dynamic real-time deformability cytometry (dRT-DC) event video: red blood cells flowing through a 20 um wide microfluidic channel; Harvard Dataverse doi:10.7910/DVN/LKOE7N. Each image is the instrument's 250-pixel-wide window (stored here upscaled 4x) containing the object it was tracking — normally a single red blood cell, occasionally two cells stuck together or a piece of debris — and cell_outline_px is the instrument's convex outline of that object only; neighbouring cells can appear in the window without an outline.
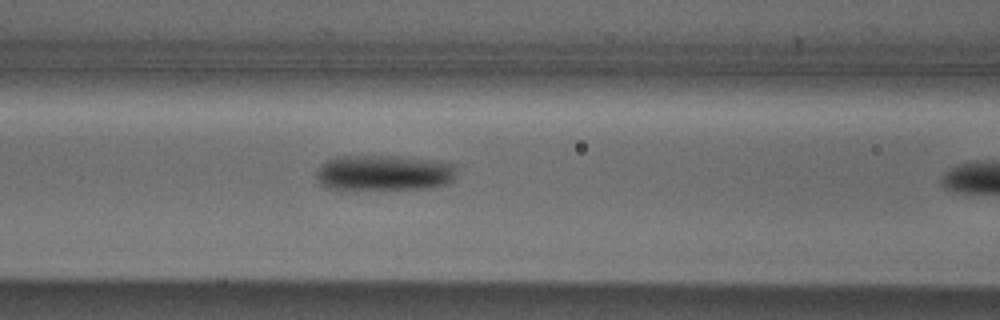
{"species": "Egyptian fruit bat (a non-hibernating species)", "species_latin": "Rousettus aegyptiacus", "temperature_condition": "cold", "stored_images_in_passage": 11, "camera_frame_rate_fps": 3000, "um_per_image_px": 0.085, "animal": {"sex": "male"}, "frame": {"image": 1, "passage_image": 10, "time_ms": 3.0, "image_size_px": [1000, 320], "cell_outline_px": [[456, 176], [452, 180], [444, 184], [432, 188], [324, 188], [316, 180], [316, 172], [320, 164], [336, 156], [396, 156], [436, 160], [456, 164]], "centroid_in_image_um": [32.64, 14.67], "position_along_channel_um": 134.0, "area_um2": 29.07}}